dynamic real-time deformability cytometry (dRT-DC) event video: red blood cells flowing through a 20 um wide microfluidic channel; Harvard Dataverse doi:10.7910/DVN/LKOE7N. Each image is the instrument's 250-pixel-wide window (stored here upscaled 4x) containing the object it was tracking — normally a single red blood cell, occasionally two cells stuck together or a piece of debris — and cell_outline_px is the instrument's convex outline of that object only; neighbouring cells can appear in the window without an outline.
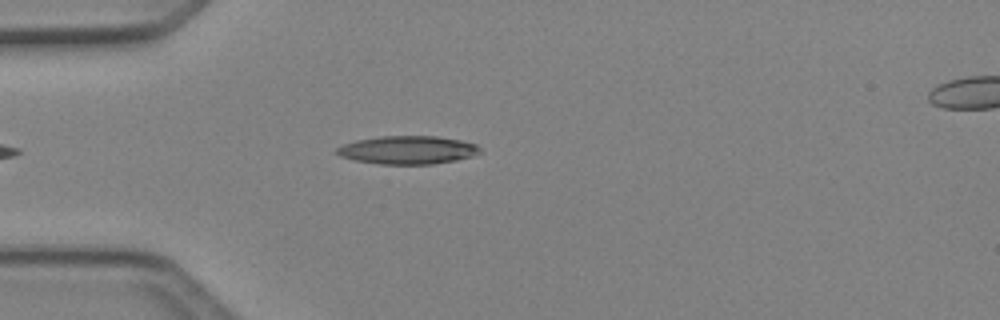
{"species": "Egyptian fruit bat (a non-hibernating species)", "species_latin": "Rousettus aegyptiacus", "temperature_condition": "cold", "stored_images_in_passage": 3, "camera_frame_rate_fps": 3000, "um_per_image_px": 0.085, "animal": {"sex": "female"}, "frame": {"image": 1, "passage_image": 2, "time_ms": 0.333, "image_size_px": [1000, 320], "cell_outline_px": [[480, 152], [472, 156], [456, 160], [432, 164], [380, 164], [356, 160], [340, 156], [336, 152], [336, 148], [344, 144], [356, 140], [380, 136], [436, 136], [460, 140], [476, 144], [480, 148]], "centroid_in_image_um": [34.65, 12.74], "position_along_channel_um": 50.3, "area_um2": 23.41}}